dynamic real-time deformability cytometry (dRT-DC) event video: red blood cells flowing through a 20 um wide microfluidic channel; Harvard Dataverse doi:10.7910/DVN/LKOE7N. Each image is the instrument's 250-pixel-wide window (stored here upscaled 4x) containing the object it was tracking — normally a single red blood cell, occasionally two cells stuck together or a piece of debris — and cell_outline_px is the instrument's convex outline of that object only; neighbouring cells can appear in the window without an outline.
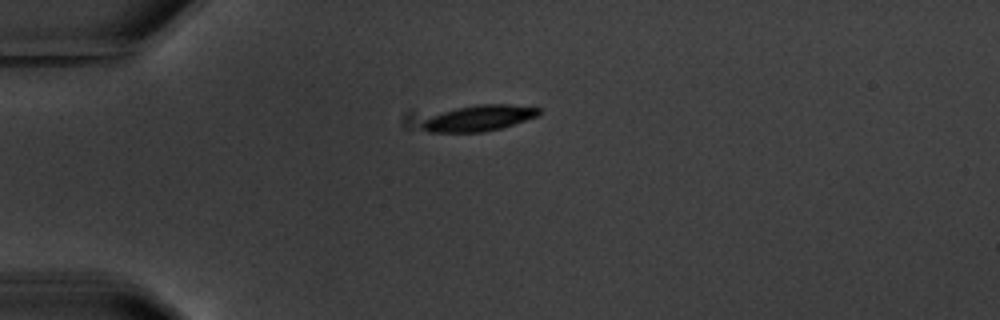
{"species": "common noctule bat (a hibernating species)", "species_latin": "Nyctalus noctula", "temperature_condition": "warm", "stored_images_in_passage": 2, "camera_frame_rate_fps": 3000, "um_per_image_px": 0.085, "animal": {"sex": "male", "body_mass_g": 20.1, "forearm_length_mm": 53.5}, "frame": {"image": 1, "passage_image": 1, "time_ms": 0.0, "image_size_px": [1000, 320], "cell_outline_px": [[540, 112], [536, 116], [500, 128], [480, 132], [428, 132], [420, 128], [420, 124], [424, 120], [432, 116], [456, 108], [476, 104], [512, 104], [540, 108]], "centroid_in_image_um": [40.67, 10.03], "position_along_channel_um": 44.3, "area_um2": 17.34}}